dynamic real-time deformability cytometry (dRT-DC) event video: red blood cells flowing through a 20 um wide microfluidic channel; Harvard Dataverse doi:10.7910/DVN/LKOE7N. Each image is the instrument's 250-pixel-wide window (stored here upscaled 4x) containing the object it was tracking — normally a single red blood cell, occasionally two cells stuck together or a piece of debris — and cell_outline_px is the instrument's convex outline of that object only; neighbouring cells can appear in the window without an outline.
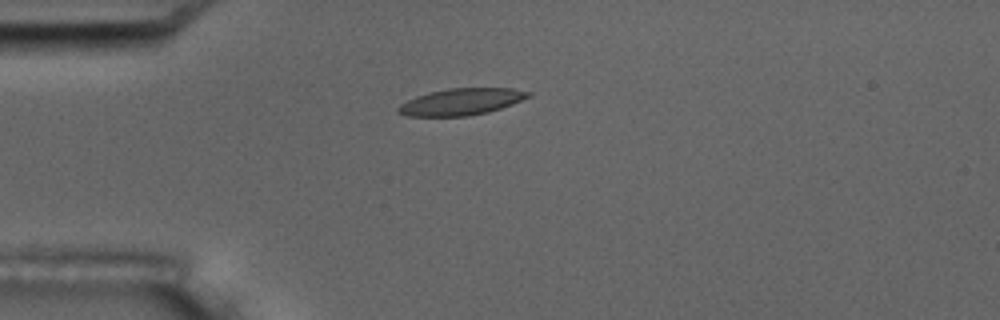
{"species": "common noctule bat (a hibernating species)", "species_latin": "Nyctalus noctula", "temperature_condition": "room temperature", "stored_images_in_passage": 7, "camera_frame_rate_fps": 3000, "um_per_image_px": 0.085, "animal": {"sex": "male", "body_mass_g": 17.5, "forearm_length_mm": 52.3}, "frame": {"image": 1, "passage_image": 1, "time_ms": 0.0, "image_size_px": [1000, 320], "cell_outline_px": [[532, 96], [512, 104], [488, 112], [468, 116], [408, 116], [396, 112], [396, 108], [400, 104], [416, 96], [428, 92], [448, 88], [512, 88], [532, 92]], "centroid_in_image_um": [39.2, 8.64], "position_along_channel_um": 45.8, "area_um2": 20.35}}
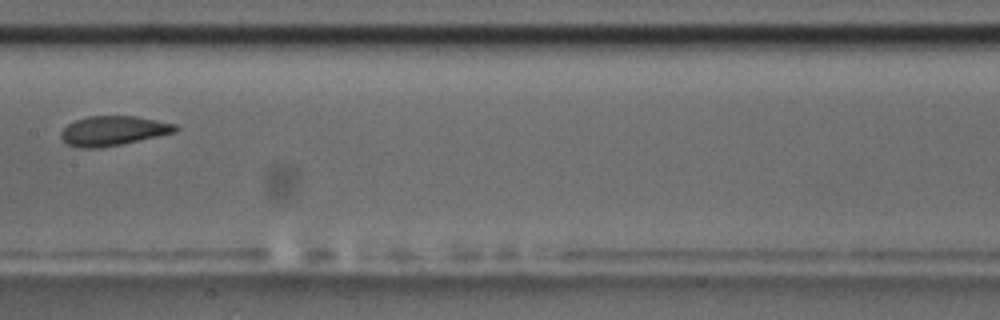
{"frame": {"image": 2, "passage_image": 5, "time_ms": 4.667, "image_size_px": [1000, 320], "cell_outline_px": [[180, 128], [176, 132], [120, 144], [100, 148], [84, 148], [68, 144], [60, 136], [60, 132], [68, 124], [76, 120], [88, 116], [136, 116], [176, 124]], "centroid_in_image_um": [9.63, 11.11], "position_along_channel_um": 197.8, "area_um2": 19.54}}
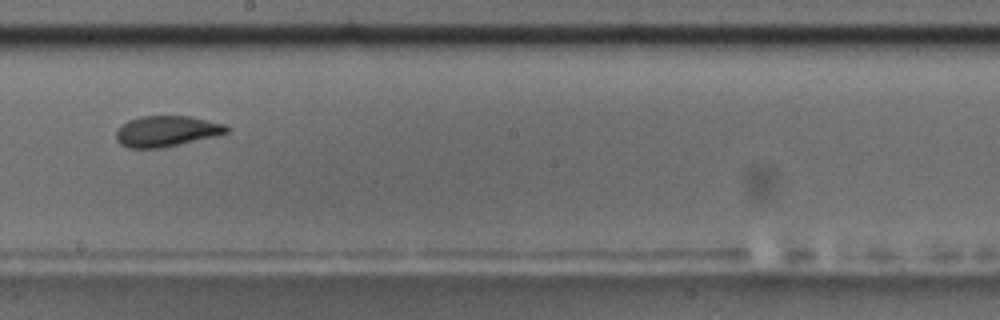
{"frame": {"image": 3, "passage_image": 6, "time_ms": 5.667, "image_size_px": [1000, 320], "cell_outline_px": [[232, 128], [228, 132], [216, 136], [160, 148], [128, 148], [120, 144], [116, 140], [116, 132], [120, 124], [128, 120], [140, 116], [188, 116], [224, 124]], "centroid_in_image_um": [14.13, 11.15], "position_along_channel_um": 234.1, "area_um2": 19.88}}